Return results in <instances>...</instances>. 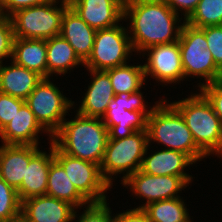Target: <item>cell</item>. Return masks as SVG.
<instances>
[{"label": "cell", "mask_w": 222, "mask_h": 222, "mask_svg": "<svg viewBox=\"0 0 222 222\" xmlns=\"http://www.w3.org/2000/svg\"><path fill=\"white\" fill-rule=\"evenodd\" d=\"M148 146L147 130L136 131L123 139H108L100 165L103 178L112 186V176L124 171L123 182L141 168Z\"/></svg>", "instance_id": "5"}, {"label": "cell", "mask_w": 222, "mask_h": 222, "mask_svg": "<svg viewBox=\"0 0 222 222\" xmlns=\"http://www.w3.org/2000/svg\"><path fill=\"white\" fill-rule=\"evenodd\" d=\"M25 100L0 92V131L12 120Z\"/></svg>", "instance_id": "33"}, {"label": "cell", "mask_w": 222, "mask_h": 222, "mask_svg": "<svg viewBox=\"0 0 222 222\" xmlns=\"http://www.w3.org/2000/svg\"><path fill=\"white\" fill-rule=\"evenodd\" d=\"M128 18L132 47L139 53L154 45L178 41L183 26L165 0H126L124 19Z\"/></svg>", "instance_id": "1"}, {"label": "cell", "mask_w": 222, "mask_h": 222, "mask_svg": "<svg viewBox=\"0 0 222 222\" xmlns=\"http://www.w3.org/2000/svg\"><path fill=\"white\" fill-rule=\"evenodd\" d=\"M96 32L71 7L64 12L60 35L83 62L91 55Z\"/></svg>", "instance_id": "19"}, {"label": "cell", "mask_w": 222, "mask_h": 222, "mask_svg": "<svg viewBox=\"0 0 222 222\" xmlns=\"http://www.w3.org/2000/svg\"><path fill=\"white\" fill-rule=\"evenodd\" d=\"M85 209L77 222H114L107 201L89 203Z\"/></svg>", "instance_id": "31"}, {"label": "cell", "mask_w": 222, "mask_h": 222, "mask_svg": "<svg viewBox=\"0 0 222 222\" xmlns=\"http://www.w3.org/2000/svg\"><path fill=\"white\" fill-rule=\"evenodd\" d=\"M156 102V106L147 117L148 143L156 141L164 144L167 149L187 154L194 162L206 157L196 146L181 114L165 100Z\"/></svg>", "instance_id": "3"}, {"label": "cell", "mask_w": 222, "mask_h": 222, "mask_svg": "<svg viewBox=\"0 0 222 222\" xmlns=\"http://www.w3.org/2000/svg\"><path fill=\"white\" fill-rule=\"evenodd\" d=\"M185 22L198 28L222 25V0H200Z\"/></svg>", "instance_id": "28"}, {"label": "cell", "mask_w": 222, "mask_h": 222, "mask_svg": "<svg viewBox=\"0 0 222 222\" xmlns=\"http://www.w3.org/2000/svg\"><path fill=\"white\" fill-rule=\"evenodd\" d=\"M70 203L40 195L21 201V217L27 222H71L77 216Z\"/></svg>", "instance_id": "14"}, {"label": "cell", "mask_w": 222, "mask_h": 222, "mask_svg": "<svg viewBox=\"0 0 222 222\" xmlns=\"http://www.w3.org/2000/svg\"><path fill=\"white\" fill-rule=\"evenodd\" d=\"M47 48L44 39L14 38L12 60L15 64L25 67L47 78Z\"/></svg>", "instance_id": "23"}, {"label": "cell", "mask_w": 222, "mask_h": 222, "mask_svg": "<svg viewBox=\"0 0 222 222\" xmlns=\"http://www.w3.org/2000/svg\"><path fill=\"white\" fill-rule=\"evenodd\" d=\"M167 2V5L177 14L181 10H184V21H186L191 14L194 12V10L197 7V4L200 0H165ZM179 9V11H178Z\"/></svg>", "instance_id": "36"}, {"label": "cell", "mask_w": 222, "mask_h": 222, "mask_svg": "<svg viewBox=\"0 0 222 222\" xmlns=\"http://www.w3.org/2000/svg\"><path fill=\"white\" fill-rule=\"evenodd\" d=\"M11 222H27V221L23 217L19 216L18 218H16L15 220Z\"/></svg>", "instance_id": "38"}, {"label": "cell", "mask_w": 222, "mask_h": 222, "mask_svg": "<svg viewBox=\"0 0 222 222\" xmlns=\"http://www.w3.org/2000/svg\"><path fill=\"white\" fill-rule=\"evenodd\" d=\"M54 159L63 167L77 191L89 203L107 201L105 193L111 185L103 178L100 165L67 155L55 145Z\"/></svg>", "instance_id": "11"}, {"label": "cell", "mask_w": 222, "mask_h": 222, "mask_svg": "<svg viewBox=\"0 0 222 222\" xmlns=\"http://www.w3.org/2000/svg\"><path fill=\"white\" fill-rule=\"evenodd\" d=\"M47 131L36 120L34 113L24 103L12 120L0 131L3 144L37 145L38 133Z\"/></svg>", "instance_id": "18"}, {"label": "cell", "mask_w": 222, "mask_h": 222, "mask_svg": "<svg viewBox=\"0 0 222 222\" xmlns=\"http://www.w3.org/2000/svg\"><path fill=\"white\" fill-rule=\"evenodd\" d=\"M25 103L49 136L60 128L66 119V113L74 105L73 101L64 97L50 78H43L26 98Z\"/></svg>", "instance_id": "10"}, {"label": "cell", "mask_w": 222, "mask_h": 222, "mask_svg": "<svg viewBox=\"0 0 222 222\" xmlns=\"http://www.w3.org/2000/svg\"><path fill=\"white\" fill-rule=\"evenodd\" d=\"M37 148V145L0 146V177L17 190L25 176L30 156Z\"/></svg>", "instance_id": "20"}, {"label": "cell", "mask_w": 222, "mask_h": 222, "mask_svg": "<svg viewBox=\"0 0 222 222\" xmlns=\"http://www.w3.org/2000/svg\"><path fill=\"white\" fill-rule=\"evenodd\" d=\"M183 117L196 146L206 155L222 152V122L200 92L170 103Z\"/></svg>", "instance_id": "4"}, {"label": "cell", "mask_w": 222, "mask_h": 222, "mask_svg": "<svg viewBox=\"0 0 222 222\" xmlns=\"http://www.w3.org/2000/svg\"><path fill=\"white\" fill-rule=\"evenodd\" d=\"M122 184L129 186L132 193L146 199V203L137 207L171 198H177L178 192L189 184L182 176L174 175H149L140 169L125 179ZM176 194V195H175Z\"/></svg>", "instance_id": "12"}, {"label": "cell", "mask_w": 222, "mask_h": 222, "mask_svg": "<svg viewBox=\"0 0 222 222\" xmlns=\"http://www.w3.org/2000/svg\"><path fill=\"white\" fill-rule=\"evenodd\" d=\"M134 52L128 31L121 25L97 30L91 55L84 62L87 69L106 71L124 65Z\"/></svg>", "instance_id": "9"}, {"label": "cell", "mask_w": 222, "mask_h": 222, "mask_svg": "<svg viewBox=\"0 0 222 222\" xmlns=\"http://www.w3.org/2000/svg\"><path fill=\"white\" fill-rule=\"evenodd\" d=\"M110 78L115 95L133 93L141 89L145 82L143 65H120L105 71Z\"/></svg>", "instance_id": "27"}, {"label": "cell", "mask_w": 222, "mask_h": 222, "mask_svg": "<svg viewBox=\"0 0 222 222\" xmlns=\"http://www.w3.org/2000/svg\"><path fill=\"white\" fill-rule=\"evenodd\" d=\"M150 222H191L180 197L151 202L142 208Z\"/></svg>", "instance_id": "26"}, {"label": "cell", "mask_w": 222, "mask_h": 222, "mask_svg": "<svg viewBox=\"0 0 222 222\" xmlns=\"http://www.w3.org/2000/svg\"><path fill=\"white\" fill-rule=\"evenodd\" d=\"M182 67L186 77L204 78L206 83L222 79V71L216 66L205 38V27L198 28L183 21L179 36Z\"/></svg>", "instance_id": "7"}, {"label": "cell", "mask_w": 222, "mask_h": 222, "mask_svg": "<svg viewBox=\"0 0 222 222\" xmlns=\"http://www.w3.org/2000/svg\"><path fill=\"white\" fill-rule=\"evenodd\" d=\"M21 216L17 190L0 177V222H11Z\"/></svg>", "instance_id": "29"}, {"label": "cell", "mask_w": 222, "mask_h": 222, "mask_svg": "<svg viewBox=\"0 0 222 222\" xmlns=\"http://www.w3.org/2000/svg\"><path fill=\"white\" fill-rule=\"evenodd\" d=\"M58 0L16 11L10 16L14 38L47 40L60 35L64 12L70 7Z\"/></svg>", "instance_id": "8"}, {"label": "cell", "mask_w": 222, "mask_h": 222, "mask_svg": "<svg viewBox=\"0 0 222 222\" xmlns=\"http://www.w3.org/2000/svg\"><path fill=\"white\" fill-rule=\"evenodd\" d=\"M148 52L144 64L145 77L151 75L161 83H176L185 78L182 67L179 42L154 45L145 50Z\"/></svg>", "instance_id": "13"}, {"label": "cell", "mask_w": 222, "mask_h": 222, "mask_svg": "<svg viewBox=\"0 0 222 222\" xmlns=\"http://www.w3.org/2000/svg\"><path fill=\"white\" fill-rule=\"evenodd\" d=\"M49 154L37 148L30 156L25 176L17 189L20 201L27 198L46 195L48 175L51 162L54 160V144H50Z\"/></svg>", "instance_id": "16"}, {"label": "cell", "mask_w": 222, "mask_h": 222, "mask_svg": "<svg viewBox=\"0 0 222 222\" xmlns=\"http://www.w3.org/2000/svg\"><path fill=\"white\" fill-rule=\"evenodd\" d=\"M143 102L140 90L114 95L102 118L108 129V139H123L136 131L146 130L147 117L156 105L146 110Z\"/></svg>", "instance_id": "6"}, {"label": "cell", "mask_w": 222, "mask_h": 222, "mask_svg": "<svg viewBox=\"0 0 222 222\" xmlns=\"http://www.w3.org/2000/svg\"><path fill=\"white\" fill-rule=\"evenodd\" d=\"M42 79L43 77L38 73L14 62L11 63V66L1 65L0 92L26 100Z\"/></svg>", "instance_id": "22"}, {"label": "cell", "mask_w": 222, "mask_h": 222, "mask_svg": "<svg viewBox=\"0 0 222 222\" xmlns=\"http://www.w3.org/2000/svg\"><path fill=\"white\" fill-rule=\"evenodd\" d=\"M87 70L90 71L93 80L88 86L77 113L86 117L102 119L115 93L109 75L105 71Z\"/></svg>", "instance_id": "17"}, {"label": "cell", "mask_w": 222, "mask_h": 222, "mask_svg": "<svg viewBox=\"0 0 222 222\" xmlns=\"http://www.w3.org/2000/svg\"><path fill=\"white\" fill-rule=\"evenodd\" d=\"M65 4L70 5L73 3L75 0H62Z\"/></svg>", "instance_id": "39"}, {"label": "cell", "mask_w": 222, "mask_h": 222, "mask_svg": "<svg viewBox=\"0 0 222 222\" xmlns=\"http://www.w3.org/2000/svg\"><path fill=\"white\" fill-rule=\"evenodd\" d=\"M205 38L216 66L222 71V25L206 26Z\"/></svg>", "instance_id": "30"}, {"label": "cell", "mask_w": 222, "mask_h": 222, "mask_svg": "<svg viewBox=\"0 0 222 222\" xmlns=\"http://www.w3.org/2000/svg\"><path fill=\"white\" fill-rule=\"evenodd\" d=\"M47 78L51 74H66L69 69L84 62L75 53L74 48L61 35L46 40Z\"/></svg>", "instance_id": "24"}, {"label": "cell", "mask_w": 222, "mask_h": 222, "mask_svg": "<svg viewBox=\"0 0 222 222\" xmlns=\"http://www.w3.org/2000/svg\"><path fill=\"white\" fill-rule=\"evenodd\" d=\"M193 163L195 162L187 154L164 148L143 158L140 170L149 175L182 176L191 183L192 177L184 169Z\"/></svg>", "instance_id": "21"}, {"label": "cell", "mask_w": 222, "mask_h": 222, "mask_svg": "<svg viewBox=\"0 0 222 222\" xmlns=\"http://www.w3.org/2000/svg\"><path fill=\"white\" fill-rule=\"evenodd\" d=\"M55 0H2L0 14L10 17L16 11L53 2ZM6 9V11H4Z\"/></svg>", "instance_id": "35"}, {"label": "cell", "mask_w": 222, "mask_h": 222, "mask_svg": "<svg viewBox=\"0 0 222 222\" xmlns=\"http://www.w3.org/2000/svg\"><path fill=\"white\" fill-rule=\"evenodd\" d=\"M125 0H75L69 6L95 30L118 25L124 19Z\"/></svg>", "instance_id": "15"}, {"label": "cell", "mask_w": 222, "mask_h": 222, "mask_svg": "<svg viewBox=\"0 0 222 222\" xmlns=\"http://www.w3.org/2000/svg\"><path fill=\"white\" fill-rule=\"evenodd\" d=\"M46 195L66 201L75 208L89 204L77 191L63 167L55 159L50 165Z\"/></svg>", "instance_id": "25"}, {"label": "cell", "mask_w": 222, "mask_h": 222, "mask_svg": "<svg viewBox=\"0 0 222 222\" xmlns=\"http://www.w3.org/2000/svg\"><path fill=\"white\" fill-rule=\"evenodd\" d=\"M114 222H150L142 208H133L114 216Z\"/></svg>", "instance_id": "37"}, {"label": "cell", "mask_w": 222, "mask_h": 222, "mask_svg": "<svg viewBox=\"0 0 222 222\" xmlns=\"http://www.w3.org/2000/svg\"><path fill=\"white\" fill-rule=\"evenodd\" d=\"M199 90L212 105L215 114L222 122V79L205 84Z\"/></svg>", "instance_id": "34"}, {"label": "cell", "mask_w": 222, "mask_h": 222, "mask_svg": "<svg viewBox=\"0 0 222 222\" xmlns=\"http://www.w3.org/2000/svg\"><path fill=\"white\" fill-rule=\"evenodd\" d=\"M14 31L11 18L0 14V62L12 57Z\"/></svg>", "instance_id": "32"}, {"label": "cell", "mask_w": 222, "mask_h": 222, "mask_svg": "<svg viewBox=\"0 0 222 222\" xmlns=\"http://www.w3.org/2000/svg\"><path fill=\"white\" fill-rule=\"evenodd\" d=\"M109 135L101 118L76 114L63 121L50 141L63 153L101 165Z\"/></svg>", "instance_id": "2"}]
</instances>
